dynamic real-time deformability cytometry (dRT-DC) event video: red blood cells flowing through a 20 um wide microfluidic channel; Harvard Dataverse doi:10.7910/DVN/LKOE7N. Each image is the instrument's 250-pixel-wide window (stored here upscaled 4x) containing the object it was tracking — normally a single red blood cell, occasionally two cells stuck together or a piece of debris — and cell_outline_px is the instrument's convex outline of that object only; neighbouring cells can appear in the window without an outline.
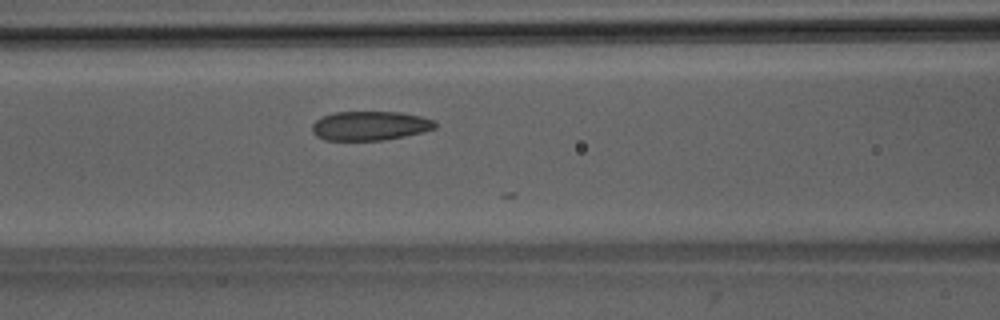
{"species": "Egyptian fruit bat (a non-hibernating species)", "species_latin": "Rousettus aegyptiacus", "temperature_condition": "room temperature", "stored_images_in_passage": 17, "camera_frame_rate_fps": 3000, "um_per_image_px": 0.085, "animal": {"sex": "male"}, "frame": {"image": 1, "passage_image": 16, "time_ms": 5.0, "image_size_px": [1000, 320], "cell_outline_px": [[436, 128], [424, 132], [384, 140], [324, 140], [316, 136], [312, 132], [312, 124], [316, 120], [324, 116], [336, 112], [400, 112], [420, 116], [432, 120], [436, 124]], "centroid_in_image_um": [31.44, 10.69], "position_along_channel_um": 135.2, "area_um2": 20.87}}